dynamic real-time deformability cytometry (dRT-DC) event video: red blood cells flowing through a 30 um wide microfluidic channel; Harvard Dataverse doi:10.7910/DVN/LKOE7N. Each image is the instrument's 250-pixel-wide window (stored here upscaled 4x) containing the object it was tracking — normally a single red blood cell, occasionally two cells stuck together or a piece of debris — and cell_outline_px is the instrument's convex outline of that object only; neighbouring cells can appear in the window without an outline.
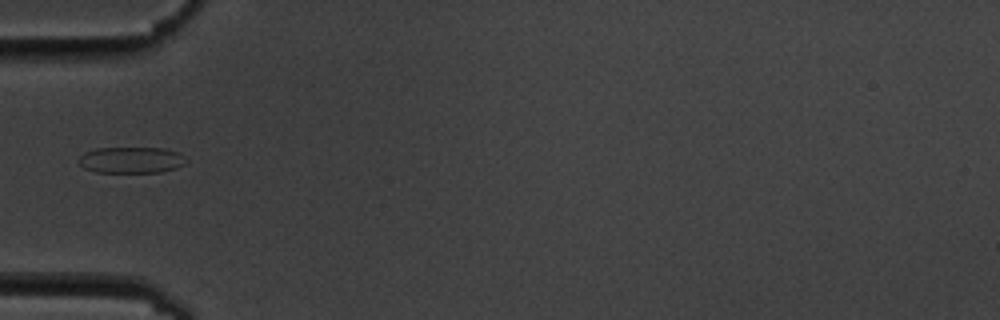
{"species": "common noctule bat (a hibernating species)", "species_latin": "Nyctalus noctula", "temperature_condition": "cold", "stored_images_in_passage": 3, "camera_frame_rate_fps": 3000, "um_per_image_px": 0.085, "animal": {"sex": "male", "body_mass_g": 19.5, "forearm_length_mm": 54.6}, "frame": {"image": 1, "passage_image": 1, "time_ms": 0.0, "image_size_px": [1000, 320], "cell_outline_px": [[188, 160], [184, 164], [176, 168], [160, 172], [96, 172], [84, 168], [76, 160], [84, 152], [96, 148], [164, 148], [180, 152]], "centroid_in_image_um": [11.16, 13.59], "position_along_channel_um": 73.8, "area_um2": 16.59}}
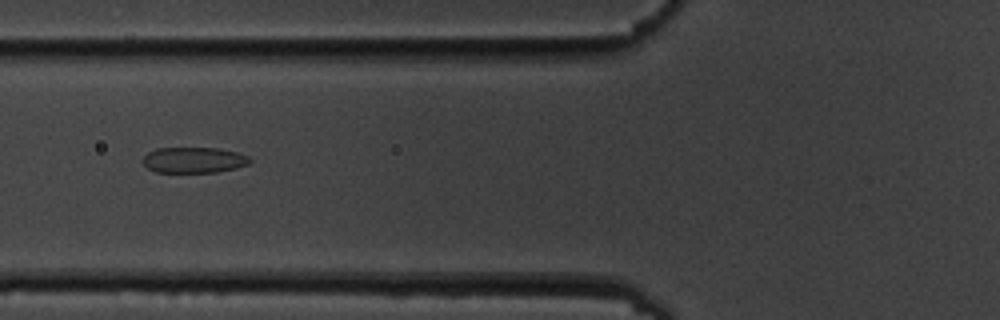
{"frame": {"image": 2, "passage_image": 2, "time_ms": 1.0, "image_size_px": [1000, 320], "cell_outline_px": [[252, 160], [248, 164], [236, 168], [216, 172], [156, 172], [148, 168], [140, 160], [148, 152], [156, 148], [216, 148], [236, 152], [248, 156]], "centroid_in_image_um": [16.45, 13.6], "position_along_channel_um": 109.4, "area_um2": 16.07}}
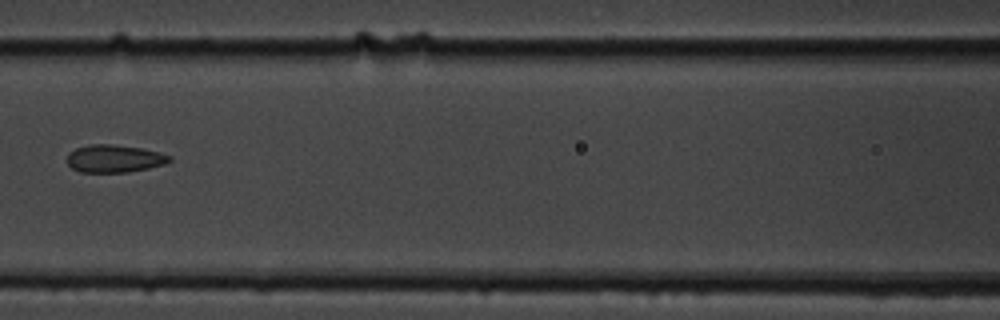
{"frame": {"image": 3, "passage_image": 3, "time_ms": 2.333, "image_size_px": [1000, 320], "cell_outline_px": [[172, 160], [164, 164], [148, 168], [128, 172], [80, 172], [72, 168], [68, 164], [68, 152], [76, 148], [88, 144], [112, 144], [144, 148], [172, 156]], "centroid_in_image_um": [9.72, 13.47], "position_along_channel_um": 156.9, "area_um2": 16.59}}